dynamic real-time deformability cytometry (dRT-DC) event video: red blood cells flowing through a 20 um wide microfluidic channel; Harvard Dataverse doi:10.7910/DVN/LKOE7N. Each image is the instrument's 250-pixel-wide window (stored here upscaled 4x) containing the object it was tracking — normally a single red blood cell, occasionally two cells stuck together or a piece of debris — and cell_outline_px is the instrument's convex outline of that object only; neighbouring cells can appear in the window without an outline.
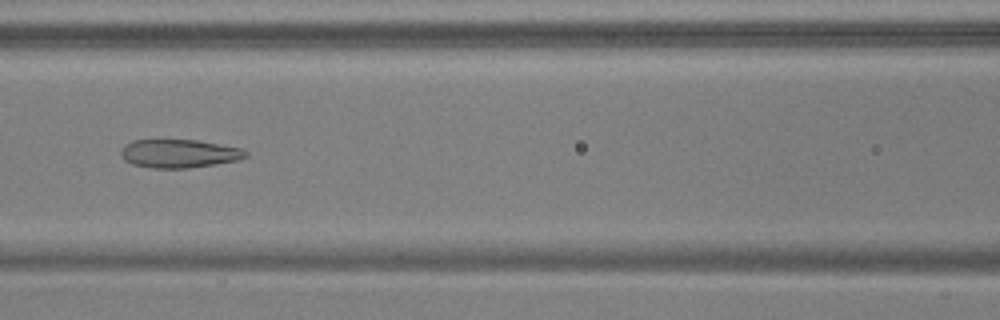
{"species": "common noctule bat (a hibernating species)", "species_latin": "Nyctalus noctula", "temperature_condition": "warm", "stored_images_in_passage": 51, "camera_frame_rate_fps": 3000, "um_per_image_px": 0.085, "animal": {"sex": "male", "body_mass_g": 17.9, "forearm_length_mm": 54.2}, "frame": {"image": 1, "passage_image": 24, "time_ms": 7.667, "image_size_px": [1000, 320], "cell_outline_px": [[248, 156], [240, 160], [216, 164], [188, 168], [152, 168], [132, 164], [124, 160], [120, 152], [120, 148], [124, 144], [132, 140], [196, 140], [240, 148], [248, 152]], "centroid_in_image_um": [15.2, 13.05], "position_along_channel_um": 151.4, "area_um2": 20.75}}
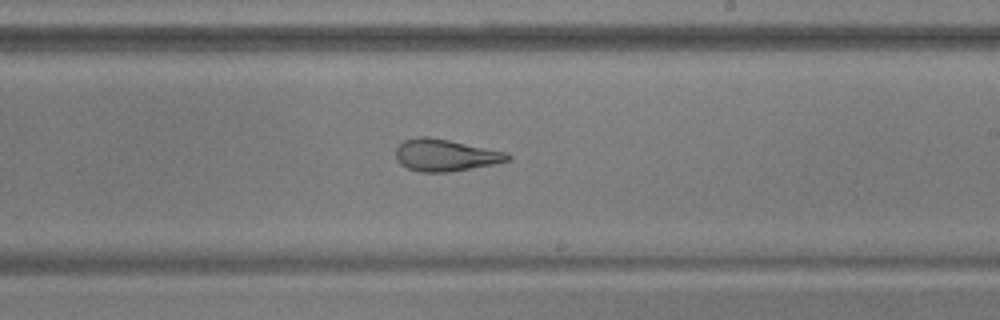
{"frame": {"image": 2, "passage_image": 32, "time_ms": 10.333, "image_size_px": [1000, 320], "cell_outline_px": [[512, 156], [508, 160], [496, 164], [448, 172], [420, 172], [408, 168], [400, 164], [396, 160], [396, 148], [404, 140], [416, 136], [428, 136], [508, 152]], "centroid_in_image_um": [37.85, 13.19], "position_along_channel_um": 251.1, "area_um2": 20.92}}
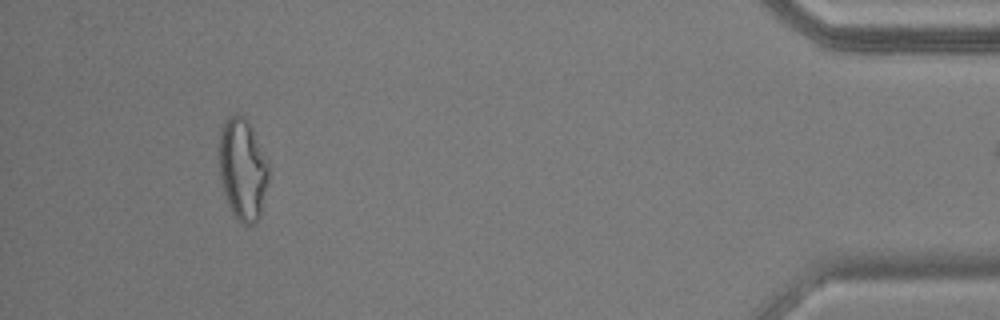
{"frame": {"image": 3, "passage_image": 50, "time_ms": 16.333, "image_size_px": [1000, 320], "cell_outline_px": [[268, 180], [260, 220], [256, 224], [244, 224], [236, 220], [228, 204], [220, 180], [220, 128], [224, 120], [228, 116], [236, 112], [244, 116], [248, 120], [252, 128], [268, 164]], "centroid_in_image_um": [20.62, 14.39], "position_along_channel_um": 414.6, "area_um2": 29.54}}